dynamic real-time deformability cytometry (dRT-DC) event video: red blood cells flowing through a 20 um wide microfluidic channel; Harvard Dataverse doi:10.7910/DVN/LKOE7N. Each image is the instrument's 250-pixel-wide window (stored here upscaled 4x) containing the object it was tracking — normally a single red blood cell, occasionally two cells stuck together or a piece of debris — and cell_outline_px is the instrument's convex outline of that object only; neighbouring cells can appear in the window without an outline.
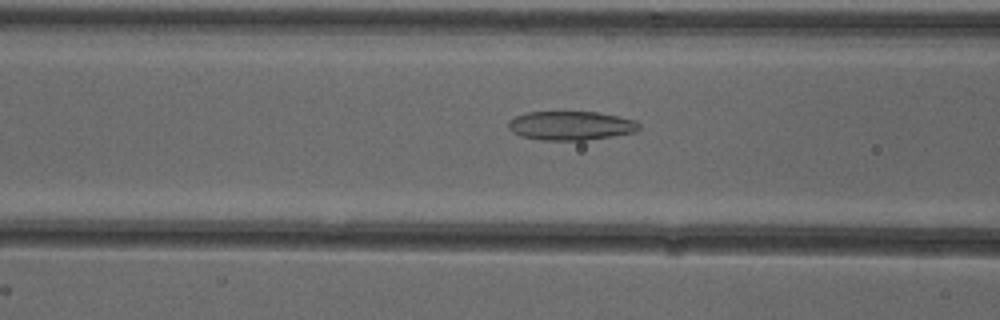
{"species": "common noctule bat (a hibernating species)", "species_latin": "Nyctalus noctula", "temperature_condition": "cold", "stored_images_in_passage": 52, "camera_frame_rate_fps": 3000, "um_per_image_px": 0.085, "animal": {"sex": "female"}, "frame": {"image": 1, "passage_image": 21, "time_ms": 6.667, "image_size_px": [1000, 320], "cell_outline_px": [[640, 128], [636, 132], [612, 136], [584, 140], [540, 140], [520, 136], [512, 132], [508, 128], [508, 120], [516, 116], [528, 112], [600, 112], [636, 120], [640, 124]], "centroid_in_image_um": [48.52, 10.68], "position_along_channel_um": 118.1, "area_um2": 22.2}}
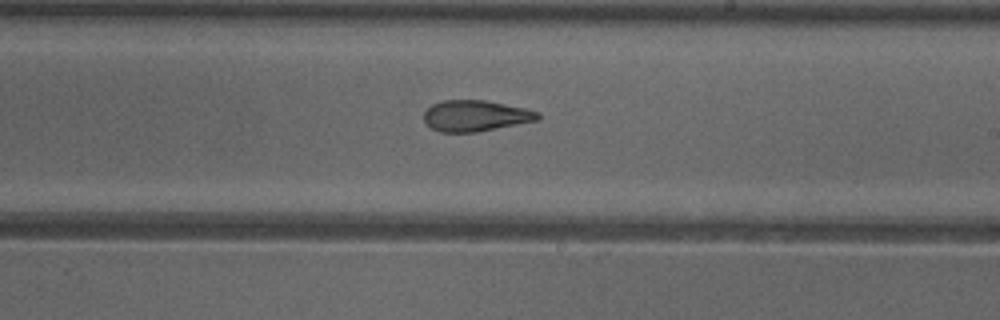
{"frame": {"image": 2, "passage_image": 31, "time_ms": 10.0, "image_size_px": [1000, 320], "cell_outline_px": [[540, 120], [476, 132], [440, 132], [432, 128], [424, 120], [424, 112], [432, 104], [444, 100], [484, 100], [524, 108], [540, 112]], "centroid_in_image_um": [40.43, 9.84], "position_along_channel_um": 248.6, "area_um2": 20.52}}
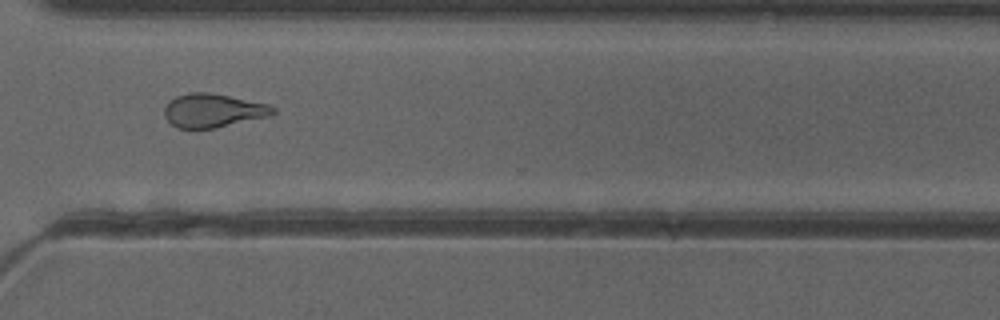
{"frame": {"image": 3, "passage_image": 39, "time_ms": 12.667, "image_size_px": [1000, 320], "cell_outline_px": [[276, 112], [272, 116], [216, 128], [176, 128], [164, 116], [164, 108], [176, 96], [188, 92], [212, 92], [268, 104], [276, 108]], "centroid_in_image_um": [18.15, 9.39], "position_along_channel_um": 352.4, "area_um2": 21.5}, "authors_computed_cell_mechanics": {"area_um2": 22.4553, "velocity_mm_per_s": 3.9035, "shape_relaxation_time_tau1_ms": null, "shape_relaxation_time_tau2_ms": 2.3832, "deformation_change_tau1": null, "deformation_change_tau2": 0.1107}}